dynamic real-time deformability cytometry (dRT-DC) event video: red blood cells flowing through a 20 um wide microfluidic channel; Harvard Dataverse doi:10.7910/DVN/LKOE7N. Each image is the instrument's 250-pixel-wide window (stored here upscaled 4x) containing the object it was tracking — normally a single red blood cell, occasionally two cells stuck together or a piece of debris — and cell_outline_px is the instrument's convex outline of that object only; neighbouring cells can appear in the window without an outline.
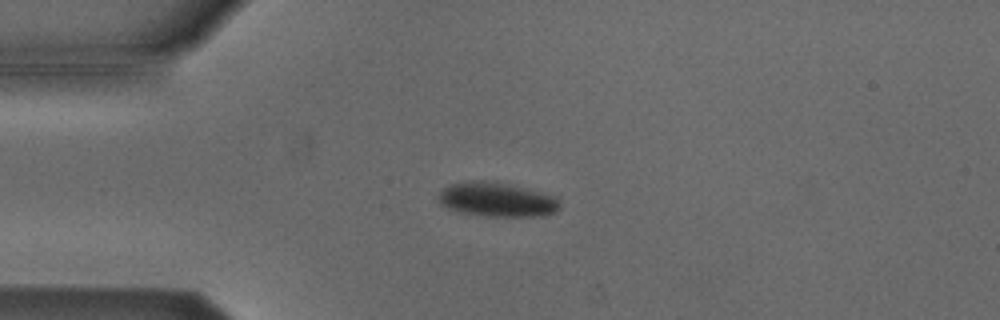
{"species": "Egyptian fruit bat (a non-hibernating species)", "species_latin": "Rousettus aegyptiacus", "temperature_condition": "cold", "stored_images_in_passage": 54, "camera_frame_rate_fps": 3000, "um_per_image_px": 0.085, "animal": {"sex": "male"}, "frame": {"image": 1, "passage_image": 13, "time_ms": 4.0, "image_size_px": [1000, 320], "cell_outline_px": [[560, 208], [556, 212], [544, 216], [484, 216], [456, 212], [440, 204], [440, 192], [444, 188], [452, 184], [468, 180], [484, 180], [540, 192], [556, 196], [560, 200]], "centroid_in_image_um": [42.25, 16.99], "position_along_channel_um": 42.8, "area_um2": 24.1}}
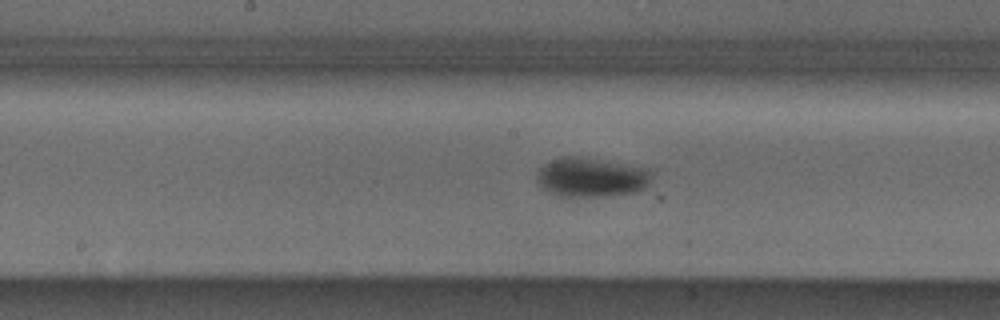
{"frame": {"image": 2, "passage_image": 27, "time_ms": 8.667, "image_size_px": [1000, 320], "cell_outline_px": [[652, 180], [644, 188], [636, 192], [604, 196], [560, 196], [544, 188], [536, 180], [536, 176], [540, 168], [544, 164], [552, 160], [564, 156], [580, 156], [648, 168], [652, 172]], "centroid_in_image_um": [50.29, 15.06], "position_along_channel_um": 197.9, "area_um2": 26.24}}
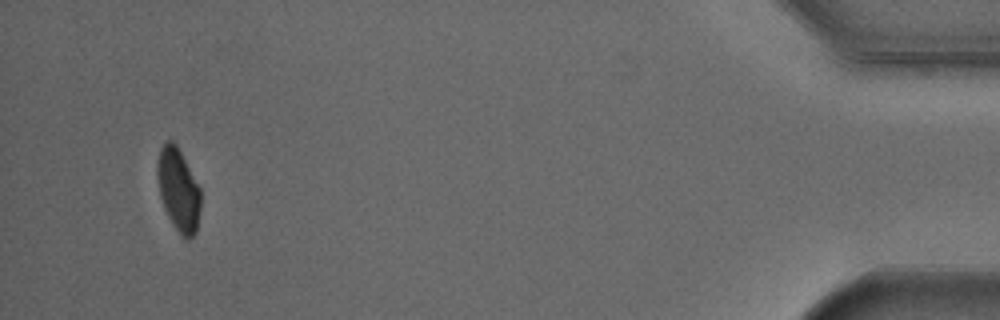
{"frame": {"image": 3, "passage_image": 51, "time_ms": 16.667, "image_size_px": [1000, 320], "cell_outline_px": [[200, 208], [196, 232], [188, 240], [184, 240], [172, 224], [164, 208], [160, 196], [156, 172], [156, 164], [160, 148], [168, 140], [172, 140], [176, 144], [200, 188]], "centroid_in_image_um": [15.14, 16.15], "position_along_channel_um": 420.1, "area_um2": 20.92}, "authors_computed_cell_mechanics": {"area_um2": 23.7269, "velocity_mm_per_s": 3.7873, "shape_relaxation_time_tau1_ms": 2.2165, "shape_relaxation_time_tau2_ms": null, "deformation_change_tau1": 0.0938, "deformation_change_tau2": null}}